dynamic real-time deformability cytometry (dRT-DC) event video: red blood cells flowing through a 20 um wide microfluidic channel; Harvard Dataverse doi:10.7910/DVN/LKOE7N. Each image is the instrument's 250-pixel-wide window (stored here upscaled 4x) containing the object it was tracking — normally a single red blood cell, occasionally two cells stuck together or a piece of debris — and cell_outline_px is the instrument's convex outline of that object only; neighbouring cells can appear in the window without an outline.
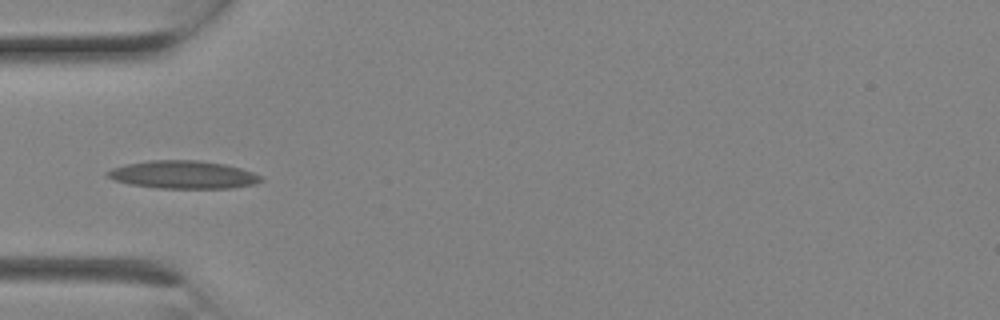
{"species": "Egyptian fruit bat (a non-hibernating species)", "species_latin": "Rousettus aegyptiacus", "temperature_condition": "room temperature", "stored_images_in_passage": 1, "camera_frame_rate_fps": 3000, "um_per_image_px": 0.085, "animal": {"sex": "female"}, "frame": {"image": 1, "passage_image": 1, "time_ms": 0.0, "image_size_px": [1000, 320], "cell_outline_px": [[264, 180], [252, 184], [232, 188], [156, 188], [128, 184], [112, 180], [104, 172], [112, 168], [124, 164], [148, 160], [200, 160], [224, 164], [240, 168], [264, 176]], "centroid_in_image_um": [15.53, 14.84], "position_along_channel_um": 69.5, "area_um2": 25.2}}